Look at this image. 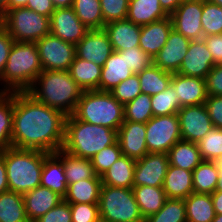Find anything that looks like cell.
<instances>
[{
    "label": "cell",
    "mask_w": 222,
    "mask_h": 222,
    "mask_svg": "<svg viewBox=\"0 0 222 222\" xmlns=\"http://www.w3.org/2000/svg\"><path fill=\"white\" fill-rule=\"evenodd\" d=\"M66 115L36 101L27 92H13L12 146L55 153L64 143Z\"/></svg>",
    "instance_id": "obj_1"
},
{
    "label": "cell",
    "mask_w": 222,
    "mask_h": 222,
    "mask_svg": "<svg viewBox=\"0 0 222 222\" xmlns=\"http://www.w3.org/2000/svg\"><path fill=\"white\" fill-rule=\"evenodd\" d=\"M26 92L36 101L70 116L84 91L68 71L43 70Z\"/></svg>",
    "instance_id": "obj_2"
},
{
    "label": "cell",
    "mask_w": 222,
    "mask_h": 222,
    "mask_svg": "<svg viewBox=\"0 0 222 222\" xmlns=\"http://www.w3.org/2000/svg\"><path fill=\"white\" fill-rule=\"evenodd\" d=\"M43 71L35 42H14L2 74L0 92H26ZM4 88V89H3Z\"/></svg>",
    "instance_id": "obj_3"
},
{
    "label": "cell",
    "mask_w": 222,
    "mask_h": 222,
    "mask_svg": "<svg viewBox=\"0 0 222 222\" xmlns=\"http://www.w3.org/2000/svg\"><path fill=\"white\" fill-rule=\"evenodd\" d=\"M117 141V131L101 125L66 116L62 149L72 155L91 159L96 153Z\"/></svg>",
    "instance_id": "obj_4"
},
{
    "label": "cell",
    "mask_w": 222,
    "mask_h": 222,
    "mask_svg": "<svg viewBox=\"0 0 222 222\" xmlns=\"http://www.w3.org/2000/svg\"><path fill=\"white\" fill-rule=\"evenodd\" d=\"M48 154L14 147L0 152L5 161L9 190L23 195L40 186L44 158Z\"/></svg>",
    "instance_id": "obj_5"
},
{
    "label": "cell",
    "mask_w": 222,
    "mask_h": 222,
    "mask_svg": "<svg viewBox=\"0 0 222 222\" xmlns=\"http://www.w3.org/2000/svg\"><path fill=\"white\" fill-rule=\"evenodd\" d=\"M73 115L81 121L118 131L124 120V105L110 92L84 91Z\"/></svg>",
    "instance_id": "obj_6"
},
{
    "label": "cell",
    "mask_w": 222,
    "mask_h": 222,
    "mask_svg": "<svg viewBox=\"0 0 222 222\" xmlns=\"http://www.w3.org/2000/svg\"><path fill=\"white\" fill-rule=\"evenodd\" d=\"M98 205L101 222H144L132 188L102 184Z\"/></svg>",
    "instance_id": "obj_7"
},
{
    "label": "cell",
    "mask_w": 222,
    "mask_h": 222,
    "mask_svg": "<svg viewBox=\"0 0 222 222\" xmlns=\"http://www.w3.org/2000/svg\"><path fill=\"white\" fill-rule=\"evenodd\" d=\"M0 25L16 42H36L50 34V17L27 7L8 10L0 18Z\"/></svg>",
    "instance_id": "obj_8"
},
{
    "label": "cell",
    "mask_w": 222,
    "mask_h": 222,
    "mask_svg": "<svg viewBox=\"0 0 222 222\" xmlns=\"http://www.w3.org/2000/svg\"><path fill=\"white\" fill-rule=\"evenodd\" d=\"M146 145L148 153H168L181 140L178 114L153 116L146 122Z\"/></svg>",
    "instance_id": "obj_9"
},
{
    "label": "cell",
    "mask_w": 222,
    "mask_h": 222,
    "mask_svg": "<svg viewBox=\"0 0 222 222\" xmlns=\"http://www.w3.org/2000/svg\"><path fill=\"white\" fill-rule=\"evenodd\" d=\"M43 70H69L76 47L51 33L35 42Z\"/></svg>",
    "instance_id": "obj_10"
},
{
    "label": "cell",
    "mask_w": 222,
    "mask_h": 222,
    "mask_svg": "<svg viewBox=\"0 0 222 222\" xmlns=\"http://www.w3.org/2000/svg\"><path fill=\"white\" fill-rule=\"evenodd\" d=\"M203 0H184L170 15L173 29L190 40L203 39Z\"/></svg>",
    "instance_id": "obj_11"
},
{
    "label": "cell",
    "mask_w": 222,
    "mask_h": 222,
    "mask_svg": "<svg viewBox=\"0 0 222 222\" xmlns=\"http://www.w3.org/2000/svg\"><path fill=\"white\" fill-rule=\"evenodd\" d=\"M177 114L182 140L197 143L214 127L204 104L183 106Z\"/></svg>",
    "instance_id": "obj_12"
},
{
    "label": "cell",
    "mask_w": 222,
    "mask_h": 222,
    "mask_svg": "<svg viewBox=\"0 0 222 222\" xmlns=\"http://www.w3.org/2000/svg\"><path fill=\"white\" fill-rule=\"evenodd\" d=\"M169 166L168 154L147 153L136 160L133 186L162 187Z\"/></svg>",
    "instance_id": "obj_13"
},
{
    "label": "cell",
    "mask_w": 222,
    "mask_h": 222,
    "mask_svg": "<svg viewBox=\"0 0 222 222\" xmlns=\"http://www.w3.org/2000/svg\"><path fill=\"white\" fill-rule=\"evenodd\" d=\"M88 31L72 7L55 8L50 16V33L65 42L76 45Z\"/></svg>",
    "instance_id": "obj_14"
},
{
    "label": "cell",
    "mask_w": 222,
    "mask_h": 222,
    "mask_svg": "<svg viewBox=\"0 0 222 222\" xmlns=\"http://www.w3.org/2000/svg\"><path fill=\"white\" fill-rule=\"evenodd\" d=\"M75 47L78 58L100 66H104L105 61L113 53L111 42L104 29L89 30Z\"/></svg>",
    "instance_id": "obj_15"
},
{
    "label": "cell",
    "mask_w": 222,
    "mask_h": 222,
    "mask_svg": "<svg viewBox=\"0 0 222 222\" xmlns=\"http://www.w3.org/2000/svg\"><path fill=\"white\" fill-rule=\"evenodd\" d=\"M191 40L174 29L169 33L165 45L153 59V64L169 73H178Z\"/></svg>",
    "instance_id": "obj_16"
},
{
    "label": "cell",
    "mask_w": 222,
    "mask_h": 222,
    "mask_svg": "<svg viewBox=\"0 0 222 222\" xmlns=\"http://www.w3.org/2000/svg\"><path fill=\"white\" fill-rule=\"evenodd\" d=\"M146 123L124 121L117 131V141L122 155L138 160L147 153Z\"/></svg>",
    "instance_id": "obj_17"
},
{
    "label": "cell",
    "mask_w": 222,
    "mask_h": 222,
    "mask_svg": "<svg viewBox=\"0 0 222 222\" xmlns=\"http://www.w3.org/2000/svg\"><path fill=\"white\" fill-rule=\"evenodd\" d=\"M214 65L212 54L204 40H191L178 74L206 79Z\"/></svg>",
    "instance_id": "obj_18"
},
{
    "label": "cell",
    "mask_w": 222,
    "mask_h": 222,
    "mask_svg": "<svg viewBox=\"0 0 222 222\" xmlns=\"http://www.w3.org/2000/svg\"><path fill=\"white\" fill-rule=\"evenodd\" d=\"M170 84L181 107L204 104L208 97L206 80L203 78L174 73Z\"/></svg>",
    "instance_id": "obj_19"
},
{
    "label": "cell",
    "mask_w": 222,
    "mask_h": 222,
    "mask_svg": "<svg viewBox=\"0 0 222 222\" xmlns=\"http://www.w3.org/2000/svg\"><path fill=\"white\" fill-rule=\"evenodd\" d=\"M26 215L29 222H35L57 206L63 197L47 187L38 186L23 194Z\"/></svg>",
    "instance_id": "obj_20"
},
{
    "label": "cell",
    "mask_w": 222,
    "mask_h": 222,
    "mask_svg": "<svg viewBox=\"0 0 222 222\" xmlns=\"http://www.w3.org/2000/svg\"><path fill=\"white\" fill-rule=\"evenodd\" d=\"M172 29L173 25L170 16L148 25L141 26L139 47L154 59L157 53L165 45Z\"/></svg>",
    "instance_id": "obj_21"
},
{
    "label": "cell",
    "mask_w": 222,
    "mask_h": 222,
    "mask_svg": "<svg viewBox=\"0 0 222 222\" xmlns=\"http://www.w3.org/2000/svg\"><path fill=\"white\" fill-rule=\"evenodd\" d=\"M113 51H123L139 46L141 26L128 19L110 22L104 25Z\"/></svg>",
    "instance_id": "obj_22"
},
{
    "label": "cell",
    "mask_w": 222,
    "mask_h": 222,
    "mask_svg": "<svg viewBox=\"0 0 222 222\" xmlns=\"http://www.w3.org/2000/svg\"><path fill=\"white\" fill-rule=\"evenodd\" d=\"M133 75L125 62V56L119 51H113L102 66L100 91L111 92L119 83Z\"/></svg>",
    "instance_id": "obj_23"
},
{
    "label": "cell",
    "mask_w": 222,
    "mask_h": 222,
    "mask_svg": "<svg viewBox=\"0 0 222 222\" xmlns=\"http://www.w3.org/2000/svg\"><path fill=\"white\" fill-rule=\"evenodd\" d=\"M162 188L167 198L186 199L194 193L192 171L169 165Z\"/></svg>",
    "instance_id": "obj_24"
},
{
    "label": "cell",
    "mask_w": 222,
    "mask_h": 222,
    "mask_svg": "<svg viewBox=\"0 0 222 222\" xmlns=\"http://www.w3.org/2000/svg\"><path fill=\"white\" fill-rule=\"evenodd\" d=\"M40 185L49 188L62 197L66 195L68 183L63 163L55 153H49L44 158Z\"/></svg>",
    "instance_id": "obj_25"
},
{
    "label": "cell",
    "mask_w": 222,
    "mask_h": 222,
    "mask_svg": "<svg viewBox=\"0 0 222 222\" xmlns=\"http://www.w3.org/2000/svg\"><path fill=\"white\" fill-rule=\"evenodd\" d=\"M168 16L159 0H129L126 19L134 24L144 26Z\"/></svg>",
    "instance_id": "obj_26"
},
{
    "label": "cell",
    "mask_w": 222,
    "mask_h": 222,
    "mask_svg": "<svg viewBox=\"0 0 222 222\" xmlns=\"http://www.w3.org/2000/svg\"><path fill=\"white\" fill-rule=\"evenodd\" d=\"M68 72L83 91L100 90L102 66L76 56Z\"/></svg>",
    "instance_id": "obj_27"
},
{
    "label": "cell",
    "mask_w": 222,
    "mask_h": 222,
    "mask_svg": "<svg viewBox=\"0 0 222 222\" xmlns=\"http://www.w3.org/2000/svg\"><path fill=\"white\" fill-rule=\"evenodd\" d=\"M55 154L62 160L65 176L68 184L90 178H101L97 176L91 159L78 157L71 153L58 150Z\"/></svg>",
    "instance_id": "obj_28"
},
{
    "label": "cell",
    "mask_w": 222,
    "mask_h": 222,
    "mask_svg": "<svg viewBox=\"0 0 222 222\" xmlns=\"http://www.w3.org/2000/svg\"><path fill=\"white\" fill-rule=\"evenodd\" d=\"M136 160L125 155L119 157L101 176L102 184L111 187L133 188Z\"/></svg>",
    "instance_id": "obj_29"
},
{
    "label": "cell",
    "mask_w": 222,
    "mask_h": 222,
    "mask_svg": "<svg viewBox=\"0 0 222 222\" xmlns=\"http://www.w3.org/2000/svg\"><path fill=\"white\" fill-rule=\"evenodd\" d=\"M169 165L193 171L202 161L197 143L179 140L168 151Z\"/></svg>",
    "instance_id": "obj_30"
},
{
    "label": "cell",
    "mask_w": 222,
    "mask_h": 222,
    "mask_svg": "<svg viewBox=\"0 0 222 222\" xmlns=\"http://www.w3.org/2000/svg\"><path fill=\"white\" fill-rule=\"evenodd\" d=\"M101 186V178H90L68 184L63 200L69 204L99 203Z\"/></svg>",
    "instance_id": "obj_31"
},
{
    "label": "cell",
    "mask_w": 222,
    "mask_h": 222,
    "mask_svg": "<svg viewBox=\"0 0 222 222\" xmlns=\"http://www.w3.org/2000/svg\"><path fill=\"white\" fill-rule=\"evenodd\" d=\"M132 191L144 219L157 213L168 199L162 187L133 186Z\"/></svg>",
    "instance_id": "obj_32"
},
{
    "label": "cell",
    "mask_w": 222,
    "mask_h": 222,
    "mask_svg": "<svg viewBox=\"0 0 222 222\" xmlns=\"http://www.w3.org/2000/svg\"><path fill=\"white\" fill-rule=\"evenodd\" d=\"M187 222H212L215 211L211 194L192 193L184 199Z\"/></svg>",
    "instance_id": "obj_33"
},
{
    "label": "cell",
    "mask_w": 222,
    "mask_h": 222,
    "mask_svg": "<svg viewBox=\"0 0 222 222\" xmlns=\"http://www.w3.org/2000/svg\"><path fill=\"white\" fill-rule=\"evenodd\" d=\"M0 222H29L22 194L10 190L0 193Z\"/></svg>",
    "instance_id": "obj_34"
},
{
    "label": "cell",
    "mask_w": 222,
    "mask_h": 222,
    "mask_svg": "<svg viewBox=\"0 0 222 222\" xmlns=\"http://www.w3.org/2000/svg\"><path fill=\"white\" fill-rule=\"evenodd\" d=\"M137 75L140 81L141 93L150 96L167 89L173 76L172 73L163 71L154 64L137 73Z\"/></svg>",
    "instance_id": "obj_35"
},
{
    "label": "cell",
    "mask_w": 222,
    "mask_h": 222,
    "mask_svg": "<svg viewBox=\"0 0 222 222\" xmlns=\"http://www.w3.org/2000/svg\"><path fill=\"white\" fill-rule=\"evenodd\" d=\"M219 178L218 168L214 161L203 160L192 171V182L195 193L212 194Z\"/></svg>",
    "instance_id": "obj_36"
},
{
    "label": "cell",
    "mask_w": 222,
    "mask_h": 222,
    "mask_svg": "<svg viewBox=\"0 0 222 222\" xmlns=\"http://www.w3.org/2000/svg\"><path fill=\"white\" fill-rule=\"evenodd\" d=\"M72 9L89 30L104 28L100 0H73Z\"/></svg>",
    "instance_id": "obj_37"
},
{
    "label": "cell",
    "mask_w": 222,
    "mask_h": 222,
    "mask_svg": "<svg viewBox=\"0 0 222 222\" xmlns=\"http://www.w3.org/2000/svg\"><path fill=\"white\" fill-rule=\"evenodd\" d=\"M13 92H0V152L12 146Z\"/></svg>",
    "instance_id": "obj_38"
},
{
    "label": "cell",
    "mask_w": 222,
    "mask_h": 222,
    "mask_svg": "<svg viewBox=\"0 0 222 222\" xmlns=\"http://www.w3.org/2000/svg\"><path fill=\"white\" fill-rule=\"evenodd\" d=\"M144 222H187L184 199L168 198L163 207Z\"/></svg>",
    "instance_id": "obj_39"
},
{
    "label": "cell",
    "mask_w": 222,
    "mask_h": 222,
    "mask_svg": "<svg viewBox=\"0 0 222 222\" xmlns=\"http://www.w3.org/2000/svg\"><path fill=\"white\" fill-rule=\"evenodd\" d=\"M153 117L151 96L141 93L124 105V120L146 123Z\"/></svg>",
    "instance_id": "obj_40"
},
{
    "label": "cell",
    "mask_w": 222,
    "mask_h": 222,
    "mask_svg": "<svg viewBox=\"0 0 222 222\" xmlns=\"http://www.w3.org/2000/svg\"><path fill=\"white\" fill-rule=\"evenodd\" d=\"M153 116L177 114L182 108L172 85L164 91L151 96Z\"/></svg>",
    "instance_id": "obj_41"
},
{
    "label": "cell",
    "mask_w": 222,
    "mask_h": 222,
    "mask_svg": "<svg viewBox=\"0 0 222 222\" xmlns=\"http://www.w3.org/2000/svg\"><path fill=\"white\" fill-rule=\"evenodd\" d=\"M201 22L204 36L222 34V7L203 0Z\"/></svg>",
    "instance_id": "obj_42"
},
{
    "label": "cell",
    "mask_w": 222,
    "mask_h": 222,
    "mask_svg": "<svg viewBox=\"0 0 222 222\" xmlns=\"http://www.w3.org/2000/svg\"><path fill=\"white\" fill-rule=\"evenodd\" d=\"M197 145L203 160L215 161L222 157V129L213 127Z\"/></svg>",
    "instance_id": "obj_43"
},
{
    "label": "cell",
    "mask_w": 222,
    "mask_h": 222,
    "mask_svg": "<svg viewBox=\"0 0 222 222\" xmlns=\"http://www.w3.org/2000/svg\"><path fill=\"white\" fill-rule=\"evenodd\" d=\"M120 156L122 151L118 141L96 153L91 158L96 175L101 177Z\"/></svg>",
    "instance_id": "obj_44"
},
{
    "label": "cell",
    "mask_w": 222,
    "mask_h": 222,
    "mask_svg": "<svg viewBox=\"0 0 222 222\" xmlns=\"http://www.w3.org/2000/svg\"><path fill=\"white\" fill-rule=\"evenodd\" d=\"M110 93L122 105L131 102L139 94H141V86L138 75H131L128 79L119 83Z\"/></svg>",
    "instance_id": "obj_45"
},
{
    "label": "cell",
    "mask_w": 222,
    "mask_h": 222,
    "mask_svg": "<svg viewBox=\"0 0 222 222\" xmlns=\"http://www.w3.org/2000/svg\"><path fill=\"white\" fill-rule=\"evenodd\" d=\"M104 25L127 17L129 0H100Z\"/></svg>",
    "instance_id": "obj_46"
},
{
    "label": "cell",
    "mask_w": 222,
    "mask_h": 222,
    "mask_svg": "<svg viewBox=\"0 0 222 222\" xmlns=\"http://www.w3.org/2000/svg\"><path fill=\"white\" fill-rule=\"evenodd\" d=\"M120 52L125 56L128 69L131 70L133 74L142 72L145 68L153 64V59L142 51L139 46Z\"/></svg>",
    "instance_id": "obj_47"
},
{
    "label": "cell",
    "mask_w": 222,
    "mask_h": 222,
    "mask_svg": "<svg viewBox=\"0 0 222 222\" xmlns=\"http://www.w3.org/2000/svg\"><path fill=\"white\" fill-rule=\"evenodd\" d=\"M72 222H101L98 203L70 204Z\"/></svg>",
    "instance_id": "obj_48"
},
{
    "label": "cell",
    "mask_w": 222,
    "mask_h": 222,
    "mask_svg": "<svg viewBox=\"0 0 222 222\" xmlns=\"http://www.w3.org/2000/svg\"><path fill=\"white\" fill-rule=\"evenodd\" d=\"M35 222H72L70 204L62 200Z\"/></svg>",
    "instance_id": "obj_49"
},
{
    "label": "cell",
    "mask_w": 222,
    "mask_h": 222,
    "mask_svg": "<svg viewBox=\"0 0 222 222\" xmlns=\"http://www.w3.org/2000/svg\"><path fill=\"white\" fill-rule=\"evenodd\" d=\"M206 87L208 96H222V65L215 64L207 74Z\"/></svg>",
    "instance_id": "obj_50"
},
{
    "label": "cell",
    "mask_w": 222,
    "mask_h": 222,
    "mask_svg": "<svg viewBox=\"0 0 222 222\" xmlns=\"http://www.w3.org/2000/svg\"><path fill=\"white\" fill-rule=\"evenodd\" d=\"M204 105L213 126L222 129V96H208Z\"/></svg>",
    "instance_id": "obj_51"
},
{
    "label": "cell",
    "mask_w": 222,
    "mask_h": 222,
    "mask_svg": "<svg viewBox=\"0 0 222 222\" xmlns=\"http://www.w3.org/2000/svg\"><path fill=\"white\" fill-rule=\"evenodd\" d=\"M14 42L10 34L0 25V80Z\"/></svg>",
    "instance_id": "obj_52"
},
{
    "label": "cell",
    "mask_w": 222,
    "mask_h": 222,
    "mask_svg": "<svg viewBox=\"0 0 222 222\" xmlns=\"http://www.w3.org/2000/svg\"><path fill=\"white\" fill-rule=\"evenodd\" d=\"M203 40L212 54L215 64L222 65V34L204 36Z\"/></svg>",
    "instance_id": "obj_53"
},
{
    "label": "cell",
    "mask_w": 222,
    "mask_h": 222,
    "mask_svg": "<svg viewBox=\"0 0 222 222\" xmlns=\"http://www.w3.org/2000/svg\"><path fill=\"white\" fill-rule=\"evenodd\" d=\"M26 7L46 17L55 11L51 0H28Z\"/></svg>",
    "instance_id": "obj_54"
},
{
    "label": "cell",
    "mask_w": 222,
    "mask_h": 222,
    "mask_svg": "<svg viewBox=\"0 0 222 222\" xmlns=\"http://www.w3.org/2000/svg\"><path fill=\"white\" fill-rule=\"evenodd\" d=\"M8 179L4 158L0 155V193L8 191Z\"/></svg>",
    "instance_id": "obj_55"
},
{
    "label": "cell",
    "mask_w": 222,
    "mask_h": 222,
    "mask_svg": "<svg viewBox=\"0 0 222 222\" xmlns=\"http://www.w3.org/2000/svg\"><path fill=\"white\" fill-rule=\"evenodd\" d=\"M163 10L170 16L184 0H159Z\"/></svg>",
    "instance_id": "obj_56"
},
{
    "label": "cell",
    "mask_w": 222,
    "mask_h": 222,
    "mask_svg": "<svg viewBox=\"0 0 222 222\" xmlns=\"http://www.w3.org/2000/svg\"><path fill=\"white\" fill-rule=\"evenodd\" d=\"M215 214H222V191H214L211 194Z\"/></svg>",
    "instance_id": "obj_57"
},
{
    "label": "cell",
    "mask_w": 222,
    "mask_h": 222,
    "mask_svg": "<svg viewBox=\"0 0 222 222\" xmlns=\"http://www.w3.org/2000/svg\"><path fill=\"white\" fill-rule=\"evenodd\" d=\"M214 162L217 165L218 173H219V178L217 181L215 191H222V157L217 158Z\"/></svg>",
    "instance_id": "obj_58"
},
{
    "label": "cell",
    "mask_w": 222,
    "mask_h": 222,
    "mask_svg": "<svg viewBox=\"0 0 222 222\" xmlns=\"http://www.w3.org/2000/svg\"><path fill=\"white\" fill-rule=\"evenodd\" d=\"M27 2L28 0H8L7 11L14 8L26 7Z\"/></svg>",
    "instance_id": "obj_59"
},
{
    "label": "cell",
    "mask_w": 222,
    "mask_h": 222,
    "mask_svg": "<svg viewBox=\"0 0 222 222\" xmlns=\"http://www.w3.org/2000/svg\"><path fill=\"white\" fill-rule=\"evenodd\" d=\"M55 8L72 7L73 0H51Z\"/></svg>",
    "instance_id": "obj_60"
},
{
    "label": "cell",
    "mask_w": 222,
    "mask_h": 222,
    "mask_svg": "<svg viewBox=\"0 0 222 222\" xmlns=\"http://www.w3.org/2000/svg\"><path fill=\"white\" fill-rule=\"evenodd\" d=\"M8 0H0V18L7 12Z\"/></svg>",
    "instance_id": "obj_61"
},
{
    "label": "cell",
    "mask_w": 222,
    "mask_h": 222,
    "mask_svg": "<svg viewBox=\"0 0 222 222\" xmlns=\"http://www.w3.org/2000/svg\"><path fill=\"white\" fill-rule=\"evenodd\" d=\"M212 222H222V214H216Z\"/></svg>",
    "instance_id": "obj_62"
},
{
    "label": "cell",
    "mask_w": 222,
    "mask_h": 222,
    "mask_svg": "<svg viewBox=\"0 0 222 222\" xmlns=\"http://www.w3.org/2000/svg\"><path fill=\"white\" fill-rule=\"evenodd\" d=\"M208 1H210V2H212L214 4H217V5L222 7V0H208Z\"/></svg>",
    "instance_id": "obj_63"
}]
</instances>
